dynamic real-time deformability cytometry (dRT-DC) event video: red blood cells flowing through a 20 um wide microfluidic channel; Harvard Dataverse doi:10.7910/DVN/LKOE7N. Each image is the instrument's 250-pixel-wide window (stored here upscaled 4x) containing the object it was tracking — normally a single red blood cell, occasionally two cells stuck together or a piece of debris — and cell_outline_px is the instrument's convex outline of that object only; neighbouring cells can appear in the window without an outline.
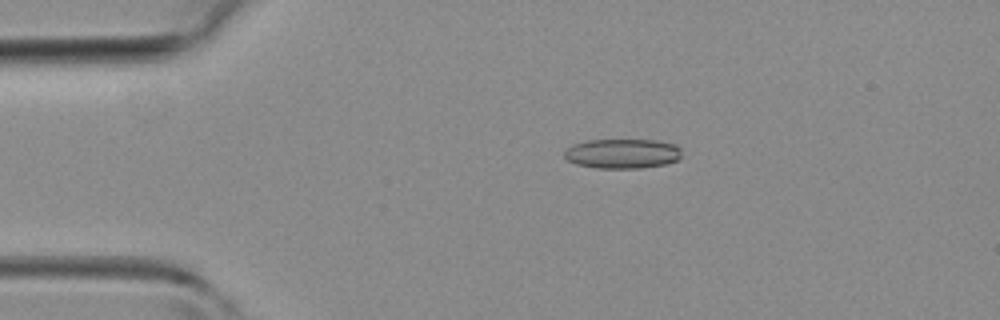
{"species": "common noctule bat (a hibernating species)", "species_latin": "Nyctalus noctula", "temperature_condition": "room temperature", "stored_images_in_passage": 34, "camera_frame_rate_fps": 3000, "um_per_image_px": 0.085, "animal": {"sex": "female", "body_mass_g": 19.3, "forearm_length_mm": 54.1}, "frame": {"image": 1, "passage_image": 4, "time_ms": 1.0, "image_size_px": [1000, 320], "cell_outline_px": [[680, 156], [676, 160], [664, 164], [640, 168], [596, 168], [576, 164], [568, 160], [564, 156], [564, 152], [572, 144], [588, 140], [656, 140], [676, 144], [680, 148]], "centroid_in_image_um": [52.89, 13.05], "position_along_channel_um": 32.1, "area_um2": 20.23}}
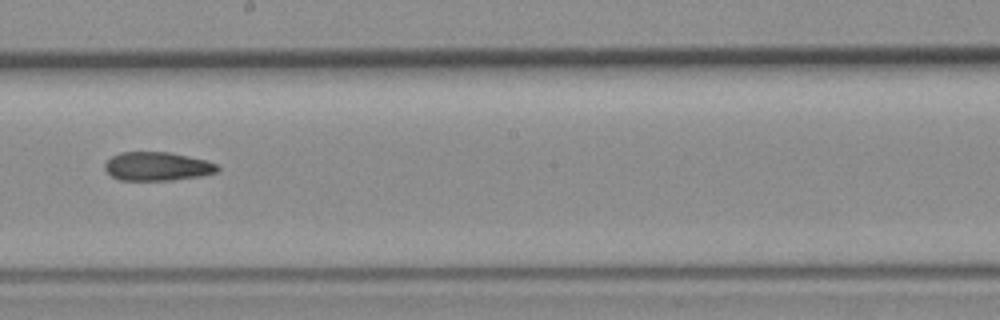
{"frame": {"image": 2, "passage_image": 19, "time_ms": 6.0, "image_size_px": [1000, 320], "cell_outline_px": [[220, 168], [216, 172], [200, 176], [172, 180], [120, 180], [112, 176], [104, 168], [104, 164], [112, 156], [120, 152], [168, 152], [204, 160], [216, 164]], "centroid_in_image_um": [13.34, 14.14], "position_along_channel_um": 234.9, "area_um2": 18.61}}
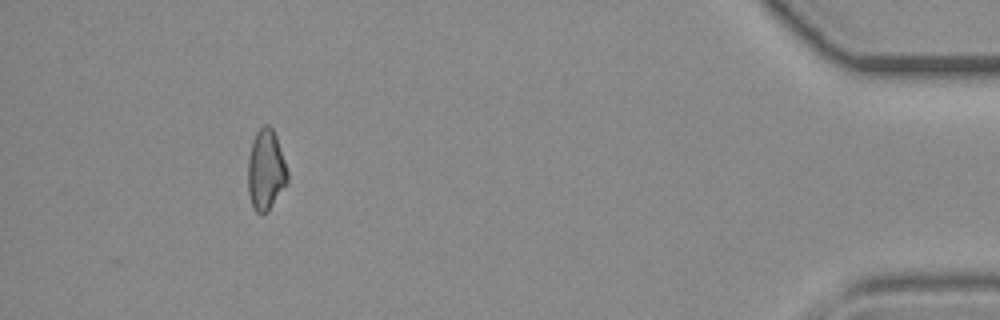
{"frame": {"image": 3, "passage_image": 34, "time_ms": 11.0, "image_size_px": [1000, 320], "cell_outline_px": [[288, 184], [268, 208], [260, 216], [252, 208], [248, 192], [248, 160], [252, 140], [256, 132], [264, 124], [268, 124], [272, 128], [276, 136], [288, 172]], "centroid_in_image_um": [22.58, 14.44], "position_along_channel_um": 412.6, "area_um2": 18.55}}